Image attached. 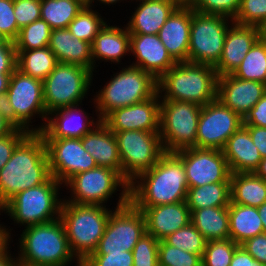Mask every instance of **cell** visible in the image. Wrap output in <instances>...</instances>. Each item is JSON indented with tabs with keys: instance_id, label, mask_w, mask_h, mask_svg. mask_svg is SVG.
<instances>
[{
	"instance_id": "cell-19",
	"label": "cell",
	"mask_w": 266,
	"mask_h": 266,
	"mask_svg": "<svg viewBox=\"0 0 266 266\" xmlns=\"http://www.w3.org/2000/svg\"><path fill=\"white\" fill-rule=\"evenodd\" d=\"M82 105L83 103L68 106L49 113L40 132L43 139H81L89 133L101 120L90 116L91 114L86 112Z\"/></svg>"
},
{
	"instance_id": "cell-55",
	"label": "cell",
	"mask_w": 266,
	"mask_h": 266,
	"mask_svg": "<svg viewBox=\"0 0 266 266\" xmlns=\"http://www.w3.org/2000/svg\"><path fill=\"white\" fill-rule=\"evenodd\" d=\"M11 243H9L2 251H0V266H20L15 253H11ZM10 246V247H9ZM16 256V257H15Z\"/></svg>"
},
{
	"instance_id": "cell-41",
	"label": "cell",
	"mask_w": 266,
	"mask_h": 266,
	"mask_svg": "<svg viewBox=\"0 0 266 266\" xmlns=\"http://www.w3.org/2000/svg\"><path fill=\"white\" fill-rule=\"evenodd\" d=\"M158 266H202V257L159 241Z\"/></svg>"
},
{
	"instance_id": "cell-64",
	"label": "cell",
	"mask_w": 266,
	"mask_h": 266,
	"mask_svg": "<svg viewBox=\"0 0 266 266\" xmlns=\"http://www.w3.org/2000/svg\"><path fill=\"white\" fill-rule=\"evenodd\" d=\"M174 2H176L179 6L181 5V0H172Z\"/></svg>"
},
{
	"instance_id": "cell-38",
	"label": "cell",
	"mask_w": 266,
	"mask_h": 266,
	"mask_svg": "<svg viewBox=\"0 0 266 266\" xmlns=\"http://www.w3.org/2000/svg\"><path fill=\"white\" fill-rule=\"evenodd\" d=\"M51 31V27L40 18L20 29L18 37L14 41L15 49L31 50L48 47Z\"/></svg>"
},
{
	"instance_id": "cell-29",
	"label": "cell",
	"mask_w": 266,
	"mask_h": 266,
	"mask_svg": "<svg viewBox=\"0 0 266 266\" xmlns=\"http://www.w3.org/2000/svg\"><path fill=\"white\" fill-rule=\"evenodd\" d=\"M48 47L59 63L82 66L94 72L91 44L74 37L68 28L52 30Z\"/></svg>"
},
{
	"instance_id": "cell-48",
	"label": "cell",
	"mask_w": 266,
	"mask_h": 266,
	"mask_svg": "<svg viewBox=\"0 0 266 266\" xmlns=\"http://www.w3.org/2000/svg\"><path fill=\"white\" fill-rule=\"evenodd\" d=\"M29 132L14 128L9 134L0 137V170L9 161L16 146Z\"/></svg>"
},
{
	"instance_id": "cell-11",
	"label": "cell",
	"mask_w": 266,
	"mask_h": 266,
	"mask_svg": "<svg viewBox=\"0 0 266 266\" xmlns=\"http://www.w3.org/2000/svg\"><path fill=\"white\" fill-rule=\"evenodd\" d=\"M115 134L122 164V177L130 184L151 169L165 153L159 132L127 130Z\"/></svg>"
},
{
	"instance_id": "cell-3",
	"label": "cell",
	"mask_w": 266,
	"mask_h": 266,
	"mask_svg": "<svg viewBox=\"0 0 266 266\" xmlns=\"http://www.w3.org/2000/svg\"><path fill=\"white\" fill-rule=\"evenodd\" d=\"M21 232L16 244L20 266H81L70 249L60 218L25 227Z\"/></svg>"
},
{
	"instance_id": "cell-9",
	"label": "cell",
	"mask_w": 266,
	"mask_h": 266,
	"mask_svg": "<svg viewBox=\"0 0 266 266\" xmlns=\"http://www.w3.org/2000/svg\"><path fill=\"white\" fill-rule=\"evenodd\" d=\"M94 74L89 69L66 63H58L43 80L44 105L47 114L54 110L81 104L88 98L93 86Z\"/></svg>"
},
{
	"instance_id": "cell-5",
	"label": "cell",
	"mask_w": 266,
	"mask_h": 266,
	"mask_svg": "<svg viewBox=\"0 0 266 266\" xmlns=\"http://www.w3.org/2000/svg\"><path fill=\"white\" fill-rule=\"evenodd\" d=\"M109 80L91 98L95 116L100 120L115 109L150 99L158 92L157 80L150 73L132 65L123 66Z\"/></svg>"
},
{
	"instance_id": "cell-54",
	"label": "cell",
	"mask_w": 266,
	"mask_h": 266,
	"mask_svg": "<svg viewBox=\"0 0 266 266\" xmlns=\"http://www.w3.org/2000/svg\"><path fill=\"white\" fill-rule=\"evenodd\" d=\"M0 114L16 128V115L7 93L0 94Z\"/></svg>"
},
{
	"instance_id": "cell-20",
	"label": "cell",
	"mask_w": 266,
	"mask_h": 266,
	"mask_svg": "<svg viewBox=\"0 0 266 266\" xmlns=\"http://www.w3.org/2000/svg\"><path fill=\"white\" fill-rule=\"evenodd\" d=\"M266 92V84L224 74L217 80V99L242 118L255 106Z\"/></svg>"
},
{
	"instance_id": "cell-33",
	"label": "cell",
	"mask_w": 266,
	"mask_h": 266,
	"mask_svg": "<svg viewBox=\"0 0 266 266\" xmlns=\"http://www.w3.org/2000/svg\"><path fill=\"white\" fill-rule=\"evenodd\" d=\"M16 68L33 78L44 80L59 63L49 47L16 50Z\"/></svg>"
},
{
	"instance_id": "cell-12",
	"label": "cell",
	"mask_w": 266,
	"mask_h": 266,
	"mask_svg": "<svg viewBox=\"0 0 266 266\" xmlns=\"http://www.w3.org/2000/svg\"><path fill=\"white\" fill-rule=\"evenodd\" d=\"M234 21L192 9L188 62L215 67L223 53L227 31Z\"/></svg>"
},
{
	"instance_id": "cell-14",
	"label": "cell",
	"mask_w": 266,
	"mask_h": 266,
	"mask_svg": "<svg viewBox=\"0 0 266 266\" xmlns=\"http://www.w3.org/2000/svg\"><path fill=\"white\" fill-rule=\"evenodd\" d=\"M145 233L144 215L129 201L122 207L114 208L97 249L90 255H107L108 253L132 251Z\"/></svg>"
},
{
	"instance_id": "cell-58",
	"label": "cell",
	"mask_w": 266,
	"mask_h": 266,
	"mask_svg": "<svg viewBox=\"0 0 266 266\" xmlns=\"http://www.w3.org/2000/svg\"><path fill=\"white\" fill-rule=\"evenodd\" d=\"M122 1H124V0H88L87 5L96 8L95 7L96 3H97V5L99 3V5L100 4L105 5V6L108 5L110 8L111 5H112V7H113V5L116 6L117 3L119 4ZM125 1L128 3H131V2H129L130 0L129 1L125 0ZM94 3H95V5H94Z\"/></svg>"
},
{
	"instance_id": "cell-40",
	"label": "cell",
	"mask_w": 266,
	"mask_h": 266,
	"mask_svg": "<svg viewBox=\"0 0 266 266\" xmlns=\"http://www.w3.org/2000/svg\"><path fill=\"white\" fill-rule=\"evenodd\" d=\"M239 246L230 238L207 241L202 266H230L233 254Z\"/></svg>"
},
{
	"instance_id": "cell-2",
	"label": "cell",
	"mask_w": 266,
	"mask_h": 266,
	"mask_svg": "<svg viewBox=\"0 0 266 266\" xmlns=\"http://www.w3.org/2000/svg\"><path fill=\"white\" fill-rule=\"evenodd\" d=\"M51 177L44 139L29 133L0 170V209L17 193L45 183Z\"/></svg>"
},
{
	"instance_id": "cell-59",
	"label": "cell",
	"mask_w": 266,
	"mask_h": 266,
	"mask_svg": "<svg viewBox=\"0 0 266 266\" xmlns=\"http://www.w3.org/2000/svg\"><path fill=\"white\" fill-rule=\"evenodd\" d=\"M10 78L11 74H0V94L7 92Z\"/></svg>"
},
{
	"instance_id": "cell-42",
	"label": "cell",
	"mask_w": 266,
	"mask_h": 266,
	"mask_svg": "<svg viewBox=\"0 0 266 266\" xmlns=\"http://www.w3.org/2000/svg\"><path fill=\"white\" fill-rule=\"evenodd\" d=\"M233 21L240 25L257 26L264 30L266 0H241L239 11Z\"/></svg>"
},
{
	"instance_id": "cell-17",
	"label": "cell",
	"mask_w": 266,
	"mask_h": 266,
	"mask_svg": "<svg viewBox=\"0 0 266 266\" xmlns=\"http://www.w3.org/2000/svg\"><path fill=\"white\" fill-rule=\"evenodd\" d=\"M174 153L184 164L188 188L230 182L231 171L222 150L190 147Z\"/></svg>"
},
{
	"instance_id": "cell-10",
	"label": "cell",
	"mask_w": 266,
	"mask_h": 266,
	"mask_svg": "<svg viewBox=\"0 0 266 266\" xmlns=\"http://www.w3.org/2000/svg\"><path fill=\"white\" fill-rule=\"evenodd\" d=\"M201 109L193 102L160 101L159 135L165 152L195 147Z\"/></svg>"
},
{
	"instance_id": "cell-56",
	"label": "cell",
	"mask_w": 266,
	"mask_h": 266,
	"mask_svg": "<svg viewBox=\"0 0 266 266\" xmlns=\"http://www.w3.org/2000/svg\"><path fill=\"white\" fill-rule=\"evenodd\" d=\"M7 227L8 226H5L3 223L0 224V251H2L9 243L13 242L12 238L14 234L11 233L13 228H10V226L8 228Z\"/></svg>"
},
{
	"instance_id": "cell-21",
	"label": "cell",
	"mask_w": 266,
	"mask_h": 266,
	"mask_svg": "<svg viewBox=\"0 0 266 266\" xmlns=\"http://www.w3.org/2000/svg\"><path fill=\"white\" fill-rule=\"evenodd\" d=\"M130 56L136 60L130 65L150 73L157 81L176 64L155 34H130Z\"/></svg>"
},
{
	"instance_id": "cell-52",
	"label": "cell",
	"mask_w": 266,
	"mask_h": 266,
	"mask_svg": "<svg viewBox=\"0 0 266 266\" xmlns=\"http://www.w3.org/2000/svg\"><path fill=\"white\" fill-rule=\"evenodd\" d=\"M251 136L252 142L257 147L262 158L266 157V127L244 125Z\"/></svg>"
},
{
	"instance_id": "cell-60",
	"label": "cell",
	"mask_w": 266,
	"mask_h": 266,
	"mask_svg": "<svg viewBox=\"0 0 266 266\" xmlns=\"http://www.w3.org/2000/svg\"><path fill=\"white\" fill-rule=\"evenodd\" d=\"M254 174L266 181V157L262 158L258 168L254 171Z\"/></svg>"
},
{
	"instance_id": "cell-13",
	"label": "cell",
	"mask_w": 266,
	"mask_h": 266,
	"mask_svg": "<svg viewBox=\"0 0 266 266\" xmlns=\"http://www.w3.org/2000/svg\"><path fill=\"white\" fill-rule=\"evenodd\" d=\"M6 93L16 115V128L29 133H40L48 115L44 105L43 81L26 75L16 68L11 74ZM38 117L43 123L41 122L39 126L31 125Z\"/></svg>"
},
{
	"instance_id": "cell-4",
	"label": "cell",
	"mask_w": 266,
	"mask_h": 266,
	"mask_svg": "<svg viewBox=\"0 0 266 266\" xmlns=\"http://www.w3.org/2000/svg\"><path fill=\"white\" fill-rule=\"evenodd\" d=\"M217 80L213 66L178 62L157 81L158 93L161 100L204 106L217 99Z\"/></svg>"
},
{
	"instance_id": "cell-30",
	"label": "cell",
	"mask_w": 266,
	"mask_h": 266,
	"mask_svg": "<svg viewBox=\"0 0 266 266\" xmlns=\"http://www.w3.org/2000/svg\"><path fill=\"white\" fill-rule=\"evenodd\" d=\"M228 211L230 239L236 244L241 245L247 239L264 233L257 207L230 202Z\"/></svg>"
},
{
	"instance_id": "cell-53",
	"label": "cell",
	"mask_w": 266,
	"mask_h": 266,
	"mask_svg": "<svg viewBox=\"0 0 266 266\" xmlns=\"http://www.w3.org/2000/svg\"><path fill=\"white\" fill-rule=\"evenodd\" d=\"M230 266H264L259 261L255 260L247 251L240 245L234 252Z\"/></svg>"
},
{
	"instance_id": "cell-1",
	"label": "cell",
	"mask_w": 266,
	"mask_h": 266,
	"mask_svg": "<svg viewBox=\"0 0 266 266\" xmlns=\"http://www.w3.org/2000/svg\"><path fill=\"white\" fill-rule=\"evenodd\" d=\"M188 181L182 160L165 152L148 171L129 185V201L135 207H152L186 201Z\"/></svg>"
},
{
	"instance_id": "cell-24",
	"label": "cell",
	"mask_w": 266,
	"mask_h": 266,
	"mask_svg": "<svg viewBox=\"0 0 266 266\" xmlns=\"http://www.w3.org/2000/svg\"><path fill=\"white\" fill-rule=\"evenodd\" d=\"M136 208L144 215L146 233L159 241L191 222V212L186 201Z\"/></svg>"
},
{
	"instance_id": "cell-6",
	"label": "cell",
	"mask_w": 266,
	"mask_h": 266,
	"mask_svg": "<svg viewBox=\"0 0 266 266\" xmlns=\"http://www.w3.org/2000/svg\"><path fill=\"white\" fill-rule=\"evenodd\" d=\"M113 210L107 206L62 202L60 219L70 249L81 263L97 249Z\"/></svg>"
},
{
	"instance_id": "cell-25",
	"label": "cell",
	"mask_w": 266,
	"mask_h": 266,
	"mask_svg": "<svg viewBox=\"0 0 266 266\" xmlns=\"http://www.w3.org/2000/svg\"><path fill=\"white\" fill-rule=\"evenodd\" d=\"M91 55L94 73L98 72L96 69L99 65L96 62L98 64L103 61L116 63V65L123 64L121 63L122 58L130 55V33L126 25L124 24L123 27L106 23L91 43Z\"/></svg>"
},
{
	"instance_id": "cell-47",
	"label": "cell",
	"mask_w": 266,
	"mask_h": 266,
	"mask_svg": "<svg viewBox=\"0 0 266 266\" xmlns=\"http://www.w3.org/2000/svg\"><path fill=\"white\" fill-rule=\"evenodd\" d=\"M81 266H133V253L124 251L107 255H89Z\"/></svg>"
},
{
	"instance_id": "cell-8",
	"label": "cell",
	"mask_w": 266,
	"mask_h": 266,
	"mask_svg": "<svg viewBox=\"0 0 266 266\" xmlns=\"http://www.w3.org/2000/svg\"><path fill=\"white\" fill-rule=\"evenodd\" d=\"M129 185L117 171L97 166L74 175L63 185L70 193V196L63 197V201L74 204L108 206L106 204L110 199L112 201L113 194L120 191L118 202L114 207L119 208L129 202Z\"/></svg>"
},
{
	"instance_id": "cell-45",
	"label": "cell",
	"mask_w": 266,
	"mask_h": 266,
	"mask_svg": "<svg viewBox=\"0 0 266 266\" xmlns=\"http://www.w3.org/2000/svg\"><path fill=\"white\" fill-rule=\"evenodd\" d=\"M41 0H14V16L17 26H24L41 18Z\"/></svg>"
},
{
	"instance_id": "cell-27",
	"label": "cell",
	"mask_w": 266,
	"mask_h": 266,
	"mask_svg": "<svg viewBox=\"0 0 266 266\" xmlns=\"http://www.w3.org/2000/svg\"><path fill=\"white\" fill-rule=\"evenodd\" d=\"M81 143L98 166L113 169L122 176V164L115 134L102 120L81 138Z\"/></svg>"
},
{
	"instance_id": "cell-28",
	"label": "cell",
	"mask_w": 266,
	"mask_h": 266,
	"mask_svg": "<svg viewBox=\"0 0 266 266\" xmlns=\"http://www.w3.org/2000/svg\"><path fill=\"white\" fill-rule=\"evenodd\" d=\"M222 151L231 173H254L262 160L244 125L229 137Z\"/></svg>"
},
{
	"instance_id": "cell-49",
	"label": "cell",
	"mask_w": 266,
	"mask_h": 266,
	"mask_svg": "<svg viewBox=\"0 0 266 266\" xmlns=\"http://www.w3.org/2000/svg\"><path fill=\"white\" fill-rule=\"evenodd\" d=\"M17 53L14 42L0 44V74H12L16 69Z\"/></svg>"
},
{
	"instance_id": "cell-65",
	"label": "cell",
	"mask_w": 266,
	"mask_h": 266,
	"mask_svg": "<svg viewBox=\"0 0 266 266\" xmlns=\"http://www.w3.org/2000/svg\"><path fill=\"white\" fill-rule=\"evenodd\" d=\"M263 35L266 37V27L263 30Z\"/></svg>"
},
{
	"instance_id": "cell-57",
	"label": "cell",
	"mask_w": 266,
	"mask_h": 266,
	"mask_svg": "<svg viewBox=\"0 0 266 266\" xmlns=\"http://www.w3.org/2000/svg\"><path fill=\"white\" fill-rule=\"evenodd\" d=\"M15 127L0 114V137L9 134Z\"/></svg>"
},
{
	"instance_id": "cell-51",
	"label": "cell",
	"mask_w": 266,
	"mask_h": 266,
	"mask_svg": "<svg viewBox=\"0 0 266 266\" xmlns=\"http://www.w3.org/2000/svg\"><path fill=\"white\" fill-rule=\"evenodd\" d=\"M243 125L266 127V92L243 118Z\"/></svg>"
},
{
	"instance_id": "cell-63",
	"label": "cell",
	"mask_w": 266,
	"mask_h": 266,
	"mask_svg": "<svg viewBox=\"0 0 266 266\" xmlns=\"http://www.w3.org/2000/svg\"><path fill=\"white\" fill-rule=\"evenodd\" d=\"M6 41V39L4 38V36L0 33V44L4 43Z\"/></svg>"
},
{
	"instance_id": "cell-44",
	"label": "cell",
	"mask_w": 266,
	"mask_h": 266,
	"mask_svg": "<svg viewBox=\"0 0 266 266\" xmlns=\"http://www.w3.org/2000/svg\"><path fill=\"white\" fill-rule=\"evenodd\" d=\"M241 0H195L190 6L203 14L221 15L234 20Z\"/></svg>"
},
{
	"instance_id": "cell-61",
	"label": "cell",
	"mask_w": 266,
	"mask_h": 266,
	"mask_svg": "<svg viewBox=\"0 0 266 266\" xmlns=\"http://www.w3.org/2000/svg\"><path fill=\"white\" fill-rule=\"evenodd\" d=\"M257 209L263 223L264 233H266V202L262 203L259 207H257Z\"/></svg>"
},
{
	"instance_id": "cell-22",
	"label": "cell",
	"mask_w": 266,
	"mask_h": 266,
	"mask_svg": "<svg viewBox=\"0 0 266 266\" xmlns=\"http://www.w3.org/2000/svg\"><path fill=\"white\" fill-rule=\"evenodd\" d=\"M262 35L263 30L257 26L233 22L227 31L220 61L214 67L217 76L232 74Z\"/></svg>"
},
{
	"instance_id": "cell-62",
	"label": "cell",
	"mask_w": 266,
	"mask_h": 266,
	"mask_svg": "<svg viewBox=\"0 0 266 266\" xmlns=\"http://www.w3.org/2000/svg\"><path fill=\"white\" fill-rule=\"evenodd\" d=\"M195 0H181V5H191Z\"/></svg>"
},
{
	"instance_id": "cell-16",
	"label": "cell",
	"mask_w": 266,
	"mask_h": 266,
	"mask_svg": "<svg viewBox=\"0 0 266 266\" xmlns=\"http://www.w3.org/2000/svg\"><path fill=\"white\" fill-rule=\"evenodd\" d=\"M51 176L63 185L74 175L97 167L81 139H44Z\"/></svg>"
},
{
	"instance_id": "cell-35",
	"label": "cell",
	"mask_w": 266,
	"mask_h": 266,
	"mask_svg": "<svg viewBox=\"0 0 266 266\" xmlns=\"http://www.w3.org/2000/svg\"><path fill=\"white\" fill-rule=\"evenodd\" d=\"M86 4L84 0H41V19L52 30L68 28Z\"/></svg>"
},
{
	"instance_id": "cell-37",
	"label": "cell",
	"mask_w": 266,
	"mask_h": 266,
	"mask_svg": "<svg viewBox=\"0 0 266 266\" xmlns=\"http://www.w3.org/2000/svg\"><path fill=\"white\" fill-rule=\"evenodd\" d=\"M104 18L96 9L94 10V7L86 4L70 22L68 29L74 37L91 44L108 22Z\"/></svg>"
},
{
	"instance_id": "cell-26",
	"label": "cell",
	"mask_w": 266,
	"mask_h": 266,
	"mask_svg": "<svg viewBox=\"0 0 266 266\" xmlns=\"http://www.w3.org/2000/svg\"><path fill=\"white\" fill-rule=\"evenodd\" d=\"M138 5L134 7L126 23L130 34L158 35L169 16L179 6L172 0H131ZM139 3V4H138Z\"/></svg>"
},
{
	"instance_id": "cell-50",
	"label": "cell",
	"mask_w": 266,
	"mask_h": 266,
	"mask_svg": "<svg viewBox=\"0 0 266 266\" xmlns=\"http://www.w3.org/2000/svg\"><path fill=\"white\" fill-rule=\"evenodd\" d=\"M241 246L255 260L266 266V233L247 239Z\"/></svg>"
},
{
	"instance_id": "cell-43",
	"label": "cell",
	"mask_w": 266,
	"mask_h": 266,
	"mask_svg": "<svg viewBox=\"0 0 266 266\" xmlns=\"http://www.w3.org/2000/svg\"><path fill=\"white\" fill-rule=\"evenodd\" d=\"M159 240L145 233L134 246L133 266H158Z\"/></svg>"
},
{
	"instance_id": "cell-36",
	"label": "cell",
	"mask_w": 266,
	"mask_h": 266,
	"mask_svg": "<svg viewBox=\"0 0 266 266\" xmlns=\"http://www.w3.org/2000/svg\"><path fill=\"white\" fill-rule=\"evenodd\" d=\"M236 78L266 84V37L262 35L232 73Z\"/></svg>"
},
{
	"instance_id": "cell-46",
	"label": "cell",
	"mask_w": 266,
	"mask_h": 266,
	"mask_svg": "<svg viewBox=\"0 0 266 266\" xmlns=\"http://www.w3.org/2000/svg\"><path fill=\"white\" fill-rule=\"evenodd\" d=\"M19 31L14 16V0H0V33L6 40L14 42Z\"/></svg>"
},
{
	"instance_id": "cell-39",
	"label": "cell",
	"mask_w": 266,
	"mask_h": 266,
	"mask_svg": "<svg viewBox=\"0 0 266 266\" xmlns=\"http://www.w3.org/2000/svg\"><path fill=\"white\" fill-rule=\"evenodd\" d=\"M167 244L197 254L203 257L206 240L203 235L190 222L187 226L180 228L163 239Z\"/></svg>"
},
{
	"instance_id": "cell-34",
	"label": "cell",
	"mask_w": 266,
	"mask_h": 266,
	"mask_svg": "<svg viewBox=\"0 0 266 266\" xmlns=\"http://www.w3.org/2000/svg\"><path fill=\"white\" fill-rule=\"evenodd\" d=\"M230 182H217L188 188L186 203L190 211L206 207L229 206Z\"/></svg>"
},
{
	"instance_id": "cell-31",
	"label": "cell",
	"mask_w": 266,
	"mask_h": 266,
	"mask_svg": "<svg viewBox=\"0 0 266 266\" xmlns=\"http://www.w3.org/2000/svg\"><path fill=\"white\" fill-rule=\"evenodd\" d=\"M191 212V223L206 241L230 238L228 206L206 207Z\"/></svg>"
},
{
	"instance_id": "cell-18",
	"label": "cell",
	"mask_w": 266,
	"mask_h": 266,
	"mask_svg": "<svg viewBox=\"0 0 266 266\" xmlns=\"http://www.w3.org/2000/svg\"><path fill=\"white\" fill-rule=\"evenodd\" d=\"M160 95L110 112L102 121L112 132L141 130L160 131Z\"/></svg>"
},
{
	"instance_id": "cell-32",
	"label": "cell",
	"mask_w": 266,
	"mask_h": 266,
	"mask_svg": "<svg viewBox=\"0 0 266 266\" xmlns=\"http://www.w3.org/2000/svg\"><path fill=\"white\" fill-rule=\"evenodd\" d=\"M231 202L259 207L266 202V181L254 173H231Z\"/></svg>"
},
{
	"instance_id": "cell-15",
	"label": "cell",
	"mask_w": 266,
	"mask_h": 266,
	"mask_svg": "<svg viewBox=\"0 0 266 266\" xmlns=\"http://www.w3.org/2000/svg\"><path fill=\"white\" fill-rule=\"evenodd\" d=\"M243 125V118L218 99L202 106L197 127L195 148L222 150Z\"/></svg>"
},
{
	"instance_id": "cell-7",
	"label": "cell",
	"mask_w": 266,
	"mask_h": 266,
	"mask_svg": "<svg viewBox=\"0 0 266 266\" xmlns=\"http://www.w3.org/2000/svg\"><path fill=\"white\" fill-rule=\"evenodd\" d=\"M62 188L63 184L51 176L45 183L17 193L0 212L24 228L57 220L64 199Z\"/></svg>"
},
{
	"instance_id": "cell-23",
	"label": "cell",
	"mask_w": 266,
	"mask_h": 266,
	"mask_svg": "<svg viewBox=\"0 0 266 266\" xmlns=\"http://www.w3.org/2000/svg\"><path fill=\"white\" fill-rule=\"evenodd\" d=\"M191 21L192 7L180 5L159 30V39L176 63L188 62Z\"/></svg>"
}]
</instances>
